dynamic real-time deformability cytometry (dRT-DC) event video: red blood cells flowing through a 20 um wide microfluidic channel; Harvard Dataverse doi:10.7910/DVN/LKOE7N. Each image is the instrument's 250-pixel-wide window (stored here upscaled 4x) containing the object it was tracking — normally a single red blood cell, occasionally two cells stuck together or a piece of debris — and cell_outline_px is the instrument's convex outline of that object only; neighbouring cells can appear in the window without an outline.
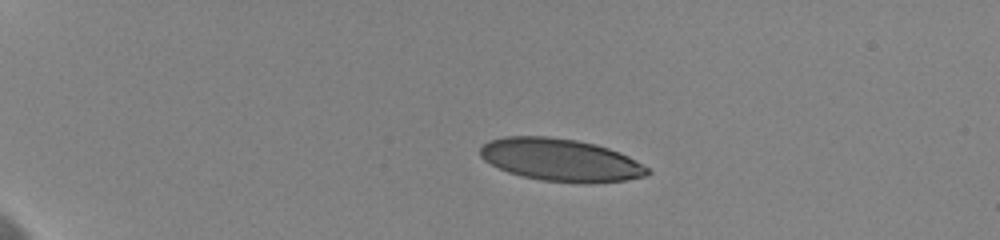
{"species": "human", "species_latin": "Homo sapiens", "temperature_condition": "cold", "stored_images_in_passage": 7, "camera_frame_rate_fps": 3000, "um_per_image_px": 0.085, "donor": {"sex": "female"}, "frame": {"image": 1, "passage_image": 1, "time_ms": 0.0, "image_size_px": [1000, 240], "cell_outline_px": [[652, 172], [644, 176], [624, 180], [588, 184], [540, 180], [508, 172], [484, 160], [480, 156], [480, 148], [488, 140], [504, 136], [548, 136], [576, 140], [596, 144], [620, 152], [636, 160], [648, 168]], "centroid_in_image_um": [47.66, 13.59], "position_along_channel_um": 37.3, "area_um2": 41.5}}